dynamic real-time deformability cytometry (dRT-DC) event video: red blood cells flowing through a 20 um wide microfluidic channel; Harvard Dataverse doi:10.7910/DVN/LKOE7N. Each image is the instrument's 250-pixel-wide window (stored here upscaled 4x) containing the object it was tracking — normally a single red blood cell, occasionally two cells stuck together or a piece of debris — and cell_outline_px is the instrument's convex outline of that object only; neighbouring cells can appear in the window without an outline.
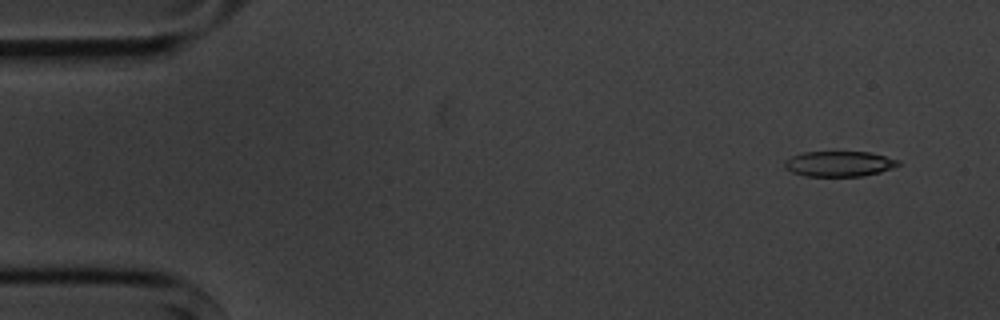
{"species": "common noctule bat (a hibernating species)", "species_latin": "Nyctalus noctula", "temperature_condition": "cold", "stored_images_in_passage": 7, "camera_frame_rate_fps": 3000, "um_per_image_px": 0.085, "animal": {"sex": "male", "body_mass_g": 20.1, "forearm_length_mm": 53.5}, "frame": {"image": 1, "passage_image": 2, "time_ms": 1.0, "image_size_px": [1000, 320], "cell_outline_px": [[900, 164], [892, 168], [880, 172], [860, 176], [804, 176], [792, 172], [784, 168], [784, 160], [792, 156], [804, 152], [872, 152], [900, 160]], "centroid_in_image_um": [71.32, 13.92], "position_along_channel_um": 13.7, "area_um2": 16.88}}
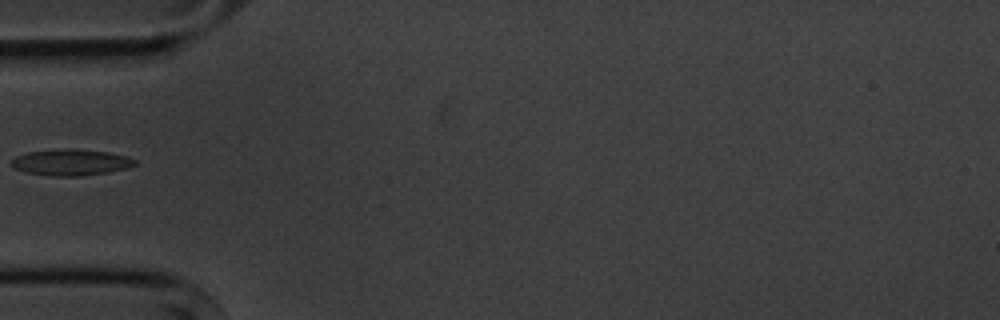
{"frame": {"image": 2, "passage_image": 6, "time_ms": 5.667, "image_size_px": [1000, 320], "cell_outline_px": [[136, 164], [128, 168], [108, 172], [80, 176], [52, 176], [28, 172], [16, 168], [12, 164], [12, 160], [16, 156], [28, 152], [64, 148], [72, 148], [108, 152], [124, 156], [136, 160]], "centroid_in_image_um": [6.05, 13.79], "position_along_channel_um": 78.9, "area_um2": 18.67}}
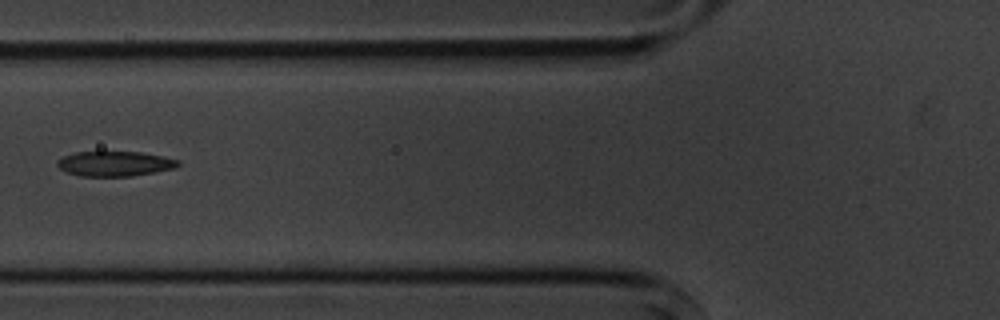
{"frame": {"image": 3, "passage_image": 7, "time_ms": 6.667, "image_size_px": [1000, 320], "cell_outline_px": [[180, 164], [176, 168], [132, 176], [80, 176], [68, 172], [60, 168], [56, 164], [56, 160], [64, 156], [76, 152], [140, 152], [180, 160]], "centroid_in_image_um": [9.76, 13.92], "position_along_channel_um": 116.0, "area_um2": 17.46}}